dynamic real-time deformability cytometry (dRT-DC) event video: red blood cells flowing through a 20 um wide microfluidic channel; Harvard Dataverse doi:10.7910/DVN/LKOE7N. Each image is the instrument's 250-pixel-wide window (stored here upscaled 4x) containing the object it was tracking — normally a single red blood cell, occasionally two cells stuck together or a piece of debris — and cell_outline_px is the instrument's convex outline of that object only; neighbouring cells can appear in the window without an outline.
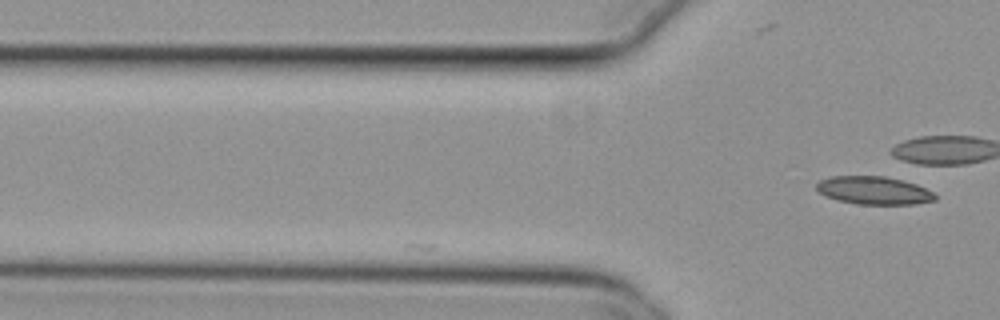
{"species": "common noctule bat (a hibernating species)", "species_latin": "Nyctalus noctula", "temperature_condition": "cold", "stored_images_in_passage": 9, "camera_frame_rate_fps": 3000, "um_per_image_px": 0.085, "animal": {"sex": "female", "body_mass_g": 29.2, "forearm_length_mm": 56.3}, "frame": {"image": 1, "passage_image": 9, "time_ms": 2.667, "image_size_px": [1000, 320], "cell_outline_px": [[936, 200], [916, 204], [856, 204], [836, 200], [820, 192], [816, 188], [816, 184], [820, 180], [832, 176], [884, 176], [916, 184], [932, 192], [936, 196]], "centroid_in_image_um": [74.27, 16.19], "position_along_channel_um": 51.5, "area_um2": 19.19}}